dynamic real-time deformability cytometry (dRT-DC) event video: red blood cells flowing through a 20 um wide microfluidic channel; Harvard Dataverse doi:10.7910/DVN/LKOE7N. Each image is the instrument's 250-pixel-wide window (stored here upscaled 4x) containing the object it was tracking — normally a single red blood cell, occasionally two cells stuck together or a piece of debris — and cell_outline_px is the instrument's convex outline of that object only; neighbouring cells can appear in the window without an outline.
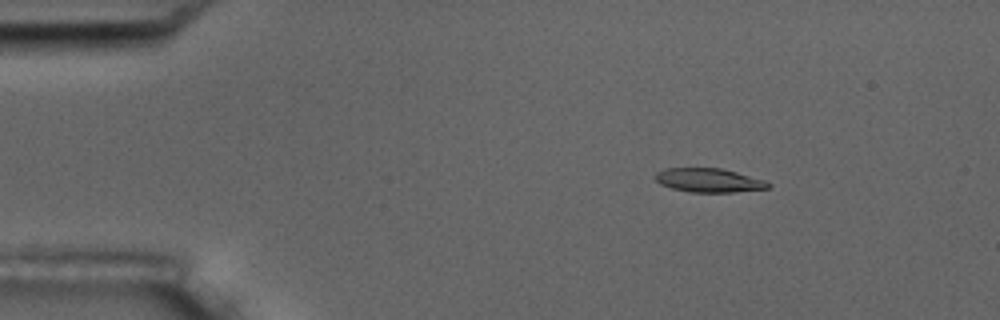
{"species": "common noctule bat (a hibernating species)", "species_latin": "Nyctalus noctula", "temperature_condition": "room temperature", "stored_images_in_passage": 6, "camera_frame_rate_fps": 3000, "um_per_image_px": 0.085, "animal": {"sex": "male", "body_mass_g": 17.5, "forearm_length_mm": 52.3}, "frame": {"image": 1, "passage_image": 2, "time_ms": 1.333, "image_size_px": [1000, 320], "cell_outline_px": [[772, 184], [768, 188], [732, 192], [688, 192], [672, 188], [660, 184], [656, 180], [656, 172], [664, 168], [720, 168], [736, 172], [764, 180]], "centroid_in_image_um": [60.23, 15.32], "position_along_channel_um": 24.8, "area_um2": 15.61}}
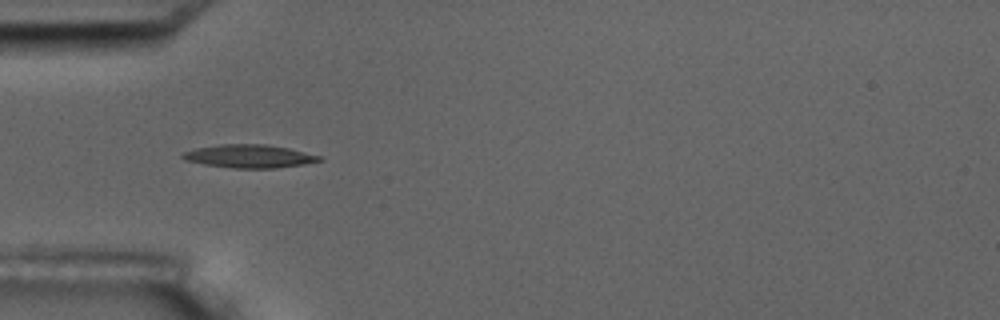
{"frame": {"image": 2, "passage_image": 4, "time_ms": 4.333, "image_size_px": [1000, 320], "cell_outline_px": [[324, 160], [304, 164], [276, 168], [232, 168], [204, 164], [184, 160], [180, 156], [184, 152], [196, 148], [220, 144], [264, 144], [288, 148], [324, 156]], "centroid_in_image_um": [21.22, 13.28], "position_along_channel_um": 63.8, "area_um2": 18.55}}